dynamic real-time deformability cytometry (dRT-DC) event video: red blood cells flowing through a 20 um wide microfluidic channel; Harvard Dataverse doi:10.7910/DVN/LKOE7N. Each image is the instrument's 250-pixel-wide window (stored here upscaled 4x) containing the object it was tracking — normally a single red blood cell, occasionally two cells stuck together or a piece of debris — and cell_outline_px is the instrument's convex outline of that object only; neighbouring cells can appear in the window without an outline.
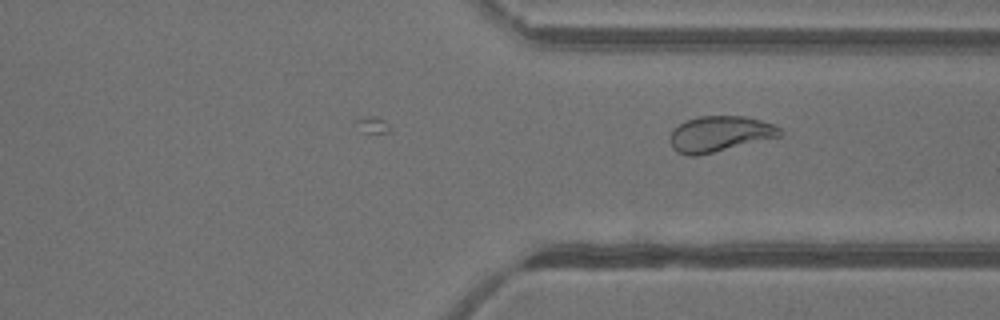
{"species": "common noctule bat (a hibernating species)", "species_latin": "Nyctalus noctula", "temperature_condition": "warm", "stored_images_in_passage": 31, "camera_frame_rate_fps": 3000, "um_per_image_px": 0.085, "animal": {"sex": "female"}, "frame": {"image": 1, "passage_image": 31, "time_ms": 10.0, "image_size_px": [1000, 320], "cell_outline_px": [[784, 136], [696, 156], [688, 156], [676, 152], [672, 148], [672, 132], [680, 124], [688, 120], [700, 116], [744, 116], [760, 120], [772, 124], [780, 128], [784, 132]], "centroid_in_image_um": [61.24, 11.39], "position_along_channel_um": 350.2, "area_um2": 22.72}}